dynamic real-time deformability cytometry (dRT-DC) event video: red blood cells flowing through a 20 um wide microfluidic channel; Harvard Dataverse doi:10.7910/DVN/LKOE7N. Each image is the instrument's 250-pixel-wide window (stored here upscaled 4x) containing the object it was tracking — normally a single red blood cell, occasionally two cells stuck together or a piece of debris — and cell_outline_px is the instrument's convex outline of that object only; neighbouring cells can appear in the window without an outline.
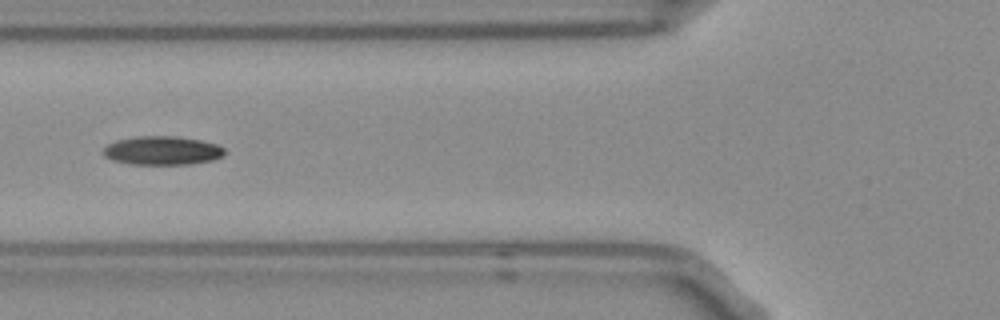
{"species": "Egyptian fruit bat (a non-hibernating species)", "species_latin": "Rousettus aegyptiacus", "temperature_condition": "room temperature", "stored_images_in_passage": 26, "camera_frame_rate_fps": 3000, "um_per_image_px": 0.085, "frame": {"image": 1, "passage_image": 8, "time_ms": 2.333, "image_size_px": [1000, 320], "cell_outline_px": [[224, 156], [212, 160], [188, 164], [128, 164], [112, 160], [104, 156], [104, 148], [108, 144], [116, 140], [136, 136], [176, 136], [200, 140], [216, 144], [224, 148]], "centroid_in_image_um": [13.78, 12.79], "position_along_channel_um": 112.0, "area_um2": 20.29}}